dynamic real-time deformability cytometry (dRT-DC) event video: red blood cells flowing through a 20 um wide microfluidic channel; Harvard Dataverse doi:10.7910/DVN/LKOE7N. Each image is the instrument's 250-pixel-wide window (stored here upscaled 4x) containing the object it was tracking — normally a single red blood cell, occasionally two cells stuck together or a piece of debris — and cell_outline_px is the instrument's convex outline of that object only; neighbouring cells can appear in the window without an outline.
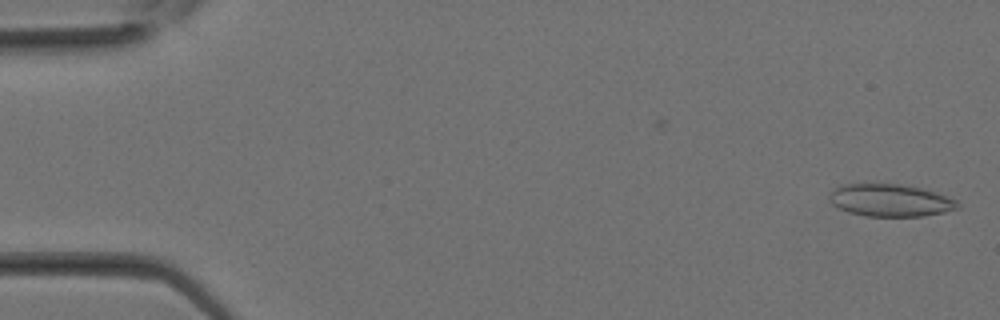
{"species": "Egyptian fruit bat (a non-hibernating species)", "species_latin": "Rousettus aegyptiacus", "temperature_condition": "room temperature", "stored_images_in_passage": 2, "camera_frame_rate_fps": 3000, "um_per_image_px": 0.085, "animal": {"sex": "female"}, "frame": {"image": 1, "passage_image": 2, "time_ms": 0.333, "image_size_px": [1000, 320], "cell_outline_px": [[960, 208], [944, 212], [924, 216], [864, 216], [848, 212], [832, 204], [828, 200], [828, 192], [832, 188], [840, 184], [900, 184], [920, 188], [936, 192], [956, 200], [960, 204]], "centroid_in_image_um": [75.63, 17.02], "position_along_channel_um": 9.4, "area_um2": 24.45}}